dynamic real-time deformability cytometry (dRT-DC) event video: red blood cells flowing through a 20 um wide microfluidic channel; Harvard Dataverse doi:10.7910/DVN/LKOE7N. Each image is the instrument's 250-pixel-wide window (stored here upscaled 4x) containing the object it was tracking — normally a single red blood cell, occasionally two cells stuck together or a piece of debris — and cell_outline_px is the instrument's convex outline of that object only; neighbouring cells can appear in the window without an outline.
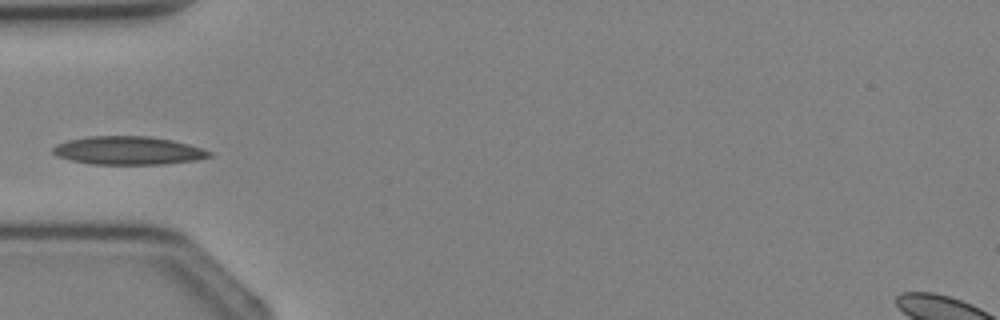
{"species": "Egyptian fruit bat (a non-hibernating species)", "species_latin": "Rousettus aegyptiacus", "temperature_condition": "cold", "stored_images_in_passage": 4, "camera_frame_rate_fps": 3000, "um_per_image_px": 0.085, "animal": {"sex": "female"}, "frame": {"image": 1, "passage_image": 4, "time_ms": 3.667, "image_size_px": [1000, 320], "cell_outline_px": [[212, 156], [196, 160], [164, 164], [92, 164], [72, 160], [56, 156], [52, 152], [52, 148], [56, 144], [68, 140], [88, 136], [148, 136], [172, 140], [188, 144], [212, 152]], "centroid_in_image_um": [10.88, 12.79], "position_along_channel_um": 74.1, "area_um2": 25.72}}